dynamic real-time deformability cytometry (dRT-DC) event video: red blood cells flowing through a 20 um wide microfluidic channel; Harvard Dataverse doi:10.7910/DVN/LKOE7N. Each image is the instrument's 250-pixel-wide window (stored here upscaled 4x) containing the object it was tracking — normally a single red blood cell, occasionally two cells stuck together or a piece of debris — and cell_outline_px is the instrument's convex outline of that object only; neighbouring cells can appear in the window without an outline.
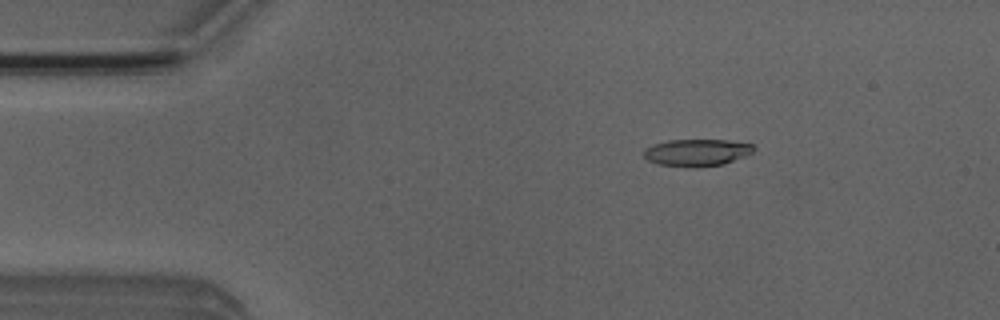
{"species": "Egyptian fruit bat (a non-hibernating species)", "species_latin": "Rousettus aegyptiacus", "temperature_condition": "room temperature", "stored_images_in_passage": 46, "camera_frame_rate_fps": 3000, "um_per_image_px": 0.085, "animal": {"sex": "male"}, "frame": {"image": 1, "passage_image": 3, "time_ms": 0.667, "image_size_px": [1000, 320], "cell_outline_px": [[756, 148], [752, 152], [744, 156], [724, 164], [696, 168], [656, 164], [648, 160], [644, 156], [644, 148], [652, 144], [668, 140], [728, 140], [752, 144]], "centroid_in_image_um": [59.2, 12.97], "position_along_channel_um": 25.8, "area_um2": 17.46}}
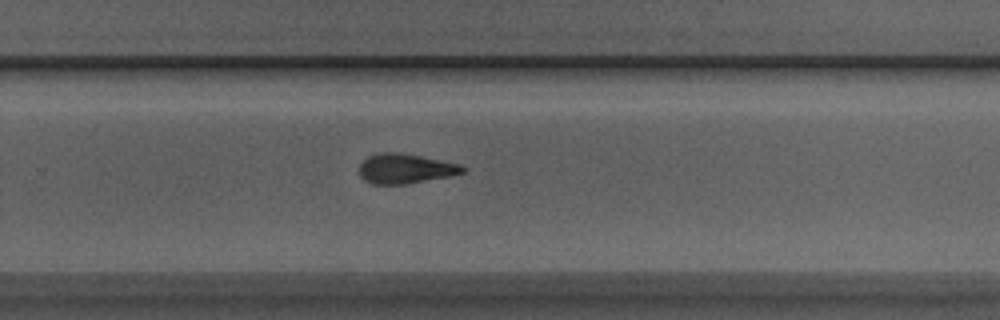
{"frame": {"image": 2, "passage_image": 28, "time_ms": 9.0, "image_size_px": [1000, 320], "cell_outline_px": [[464, 172], [448, 176], [404, 184], [372, 184], [364, 180], [360, 176], [360, 164], [368, 156], [380, 152], [396, 152], [420, 156], [460, 164], [464, 168]], "centroid_in_image_um": [34.4, 14.33], "position_along_channel_um": 295.4, "area_um2": 17.63}}
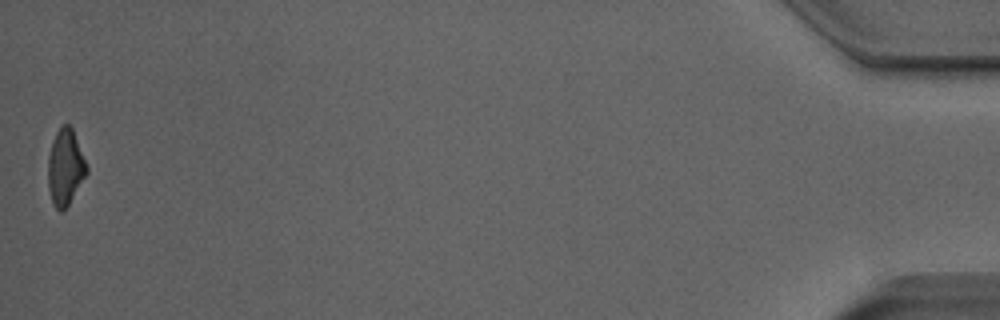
{"frame": {"image": 3, "passage_image": 46, "time_ms": 15.0, "image_size_px": [1000, 320], "cell_outline_px": [[88, 172], [68, 204], [60, 212], [52, 204], [48, 188], [48, 156], [52, 140], [56, 132], [64, 124], [68, 124], [72, 128], [88, 168]], "centroid_in_image_um": [5.53, 14.22], "position_along_channel_um": 429.7, "area_um2": 16.94}, "authors_computed_cell_mechanics": {"area_um2": 18.0047, "velocity_mm_per_s": 3.9643, "shape_relaxation_time_tau1_ms": 10.1048, "shape_relaxation_time_tau2_ms": 4.9, "deformation_change_tau1": 0.2823, "deformation_change_tau2": 0.1575}}